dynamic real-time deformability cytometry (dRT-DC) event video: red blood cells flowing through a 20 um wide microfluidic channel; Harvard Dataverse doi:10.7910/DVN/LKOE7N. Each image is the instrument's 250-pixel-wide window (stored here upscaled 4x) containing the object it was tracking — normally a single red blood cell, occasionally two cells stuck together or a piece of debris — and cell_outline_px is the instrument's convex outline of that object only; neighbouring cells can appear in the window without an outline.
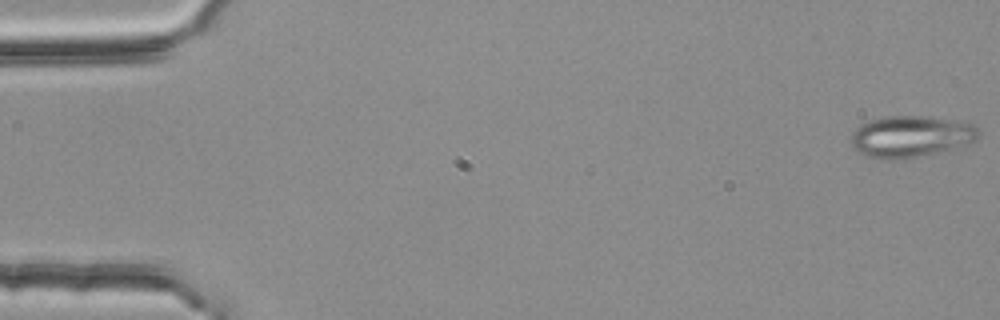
{"species": "common noctule bat (a hibernating species)", "species_latin": "Nyctalus noctula", "temperature_condition": "room temperature", "stored_images_in_passage": 54, "camera_frame_rate_fps": 3000, "um_per_image_px": 0.085, "animal": {"sex": "female", "body_mass_g": 25.1}, "frame": {"image": 1, "passage_image": 1, "time_ms": 0.0, "image_size_px": [1000, 320], "cell_outline_px": [[980, 136], [976, 140], [968, 144], [952, 148], [912, 156], [888, 160], [868, 156], [852, 148], [852, 132], [860, 124], [872, 120], [888, 116], [920, 116], [960, 120], [972, 124], [980, 132]], "centroid_in_image_um": [77.43, 11.57], "position_along_channel_um": 7.6, "area_um2": 30.29}}
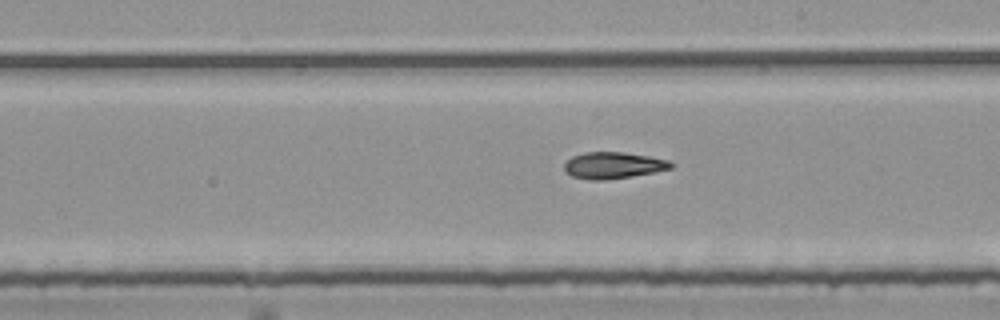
{"frame": {"image": 2, "passage_image": 31, "time_ms": 10.0, "image_size_px": [1000, 320], "cell_outline_px": [[676, 164], [672, 168], [632, 176], [608, 180], [588, 180], [572, 176], [564, 172], [564, 164], [572, 156], [584, 152], [624, 152], [648, 156], [668, 160]], "centroid_in_image_um": [52.11, 14.06], "position_along_channel_um": 236.9, "area_um2": 16.59}}
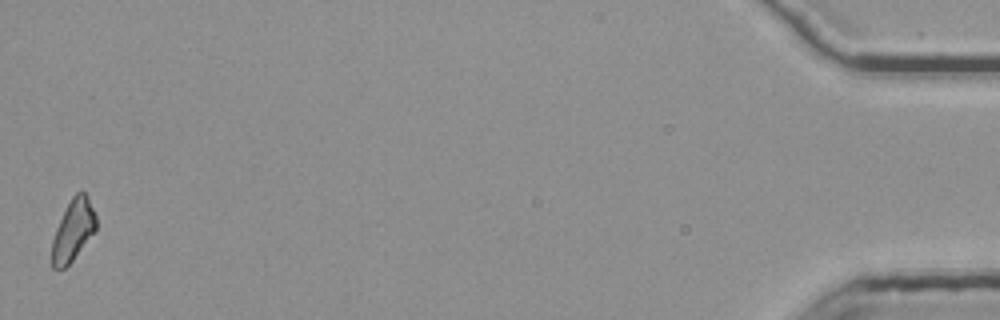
{"frame": {"image": 3, "passage_image": 54, "time_ms": 17.667, "image_size_px": [1000, 320], "cell_outline_px": [[96, 228], [72, 260], [64, 268], [52, 268], [52, 240], [56, 228], [72, 196], [76, 192], [84, 192], [88, 196], [96, 216]], "centroid_in_image_um": [6.21, 19.55], "position_along_channel_um": 429.0, "area_um2": 15.32}, "authors_computed_cell_mechanics": {"area_um2": 16.8487, "velocity_mm_per_s": 3.7914, "shape_relaxation_time_tau1_ms": null, "shape_relaxation_time_tau2_ms": 8.5994, "deformation_change_tau1": null, "deformation_change_tau2": 0.1772}}